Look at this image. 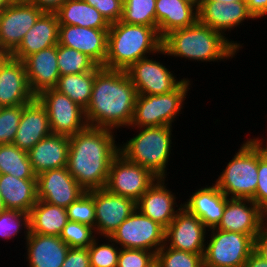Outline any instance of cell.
<instances>
[{"label":"cell","instance_id":"obj_14","mask_svg":"<svg viewBox=\"0 0 267 267\" xmlns=\"http://www.w3.org/2000/svg\"><path fill=\"white\" fill-rule=\"evenodd\" d=\"M95 234L110 237L136 209V202L110 193L106 188L94 190Z\"/></svg>","mask_w":267,"mask_h":267},{"label":"cell","instance_id":"obj_22","mask_svg":"<svg viewBox=\"0 0 267 267\" xmlns=\"http://www.w3.org/2000/svg\"><path fill=\"white\" fill-rule=\"evenodd\" d=\"M31 92L38 96L47 89L56 87L60 77L57 64V45L27 56L24 60Z\"/></svg>","mask_w":267,"mask_h":267},{"label":"cell","instance_id":"obj_24","mask_svg":"<svg viewBox=\"0 0 267 267\" xmlns=\"http://www.w3.org/2000/svg\"><path fill=\"white\" fill-rule=\"evenodd\" d=\"M28 267H61L69 246L60 236L29 233L26 238Z\"/></svg>","mask_w":267,"mask_h":267},{"label":"cell","instance_id":"obj_41","mask_svg":"<svg viewBox=\"0 0 267 267\" xmlns=\"http://www.w3.org/2000/svg\"><path fill=\"white\" fill-rule=\"evenodd\" d=\"M24 106L0 108V144L13 143Z\"/></svg>","mask_w":267,"mask_h":267},{"label":"cell","instance_id":"obj_28","mask_svg":"<svg viewBox=\"0 0 267 267\" xmlns=\"http://www.w3.org/2000/svg\"><path fill=\"white\" fill-rule=\"evenodd\" d=\"M155 12L161 38L173 30L192 26L198 21V9L184 0H156Z\"/></svg>","mask_w":267,"mask_h":267},{"label":"cell","instance_id":"obj_37","mask_svg":"<svg viewBox=\"0 0 267 267\" xmlns=\"http://www.w3.org/2000/svg\"><path fill=\"white\" fill-rule=\"evenodd\" d=\"M98 239L96 237L88 247L90 267H117L120 247L110 237L102 244Z\"/></svg>","mask_w":267,"mask_h":267},{"label":"cell","instance_id":"obj_47","mask_svg":"<svg viewBox=\"0 0 267 267\" xmlns=\"http://www.w3.org/2000/svg\"><path fill=\"white\" fill-rule=\"evenodd\" d=\"M43 12L55 13L66 0H30Z\"/></svg>","mask_w":267,"mask_h":267},{"label":"cell","instance_id":"obj_17","mask_svg":"<svg viewBox=\"0 0 267 267\" xmlns=\"http://www.w3.org/2000/svg\"><path fill=\"white\" fill-rule=\"evenodd\" d=\"M35 98L24 62L5 55L0 59V108L26 105Z\"/></svg>","mask_w":267,"mask_h":267},{"label":"cell","instance_id":"obj_19","mask_svg":"<svg viewBox=\"0 0 267 267\" xmlns=\"http://www.w3.org/2000/svg\"><path fill=\"white\" fill-rule=\"evenodd\" d=\"M165 180V178H157L136 202V208L143 215L166 229L176 214L181 210L183 204L181 203L180 206L177 205V197L167 187Z\"/></svg>","mask_w":267,"mask_h":267},{"label":"cell","instance_id":"obj_18","mask_svg":"<svg viewBox=\"0 0 267 267\" xmlns=\"http://www.w3.org/2000/svg\"><path fill=\"white\" fill-rule=\"evenodd\" d=\"M108 30L60 25L58 43L88 55L99 66H103L107 55Z\"/></svg>","mask_w":267,"mask_h":267},{"label":"cell","instance_id":"obj_35","mask_svg":"<svg viewBox=\"0 0 267 267\" xmlns=\"http://www.w3.org/2000/svg\"><path fill=\"white\" fill-rule=\"evenodd\" d=\"M156 0H123L121 21L126 24L157 27Z\"/></svg>","mask_w":267,"mask_h":267},{"label":"cell","instance_id":"obj_10","mask_svg":"<svg viewBox=\"0 0 267 267\" xmlns=\"http://www.w3.org/2000/svg\"><path fill=\"white\" fill-rule=\"evenodd\" d=\"M36 98L47 111L52 134L70 137L88 126L85 109L54 88L44 90Z\"/></svg>","mask_w":267,"mask_h":267},{"label":"cell","instance_id":"obj_39","mask_svg":"<svg viewBox=\"0 0 267 267\" xmlns=\"http://www.w3.org/2000/svg\"><path fill=\"white\" fill-rule=\"evenodd\" d=\"M66 212L68 220L89 225L95 231L94 190L84 192L66 208Z\"/></svg>","mask_w":267,"mask_h":267},{"label":"cell","instance_id":"obj_15","mask_svg":"<svg viewBox=\"0 0 267 267\" xmlns=\"http://www.w3.org/2000/svg\"><path fill=\"white\" fill-rule=\"evenodd\" d=\"M207 227L184 207L176 214L165 231V244L177 250L204 254Z\"/></svg>","mask_w":267,"mask_h":267},{"label":"cell","instance_id":"obj_23","mask_svg":"<svg viewBox=\"0 0 267 267\" xmlns=\"http://www.w3.org/2000/svg\"><path fill=\"white\" fill-rule=\"evenodd\" d=\"M59 26L56 13L44 12L10 56L23 61L33 53L58 45Z\"/></svg>","mask_w":267,"mask_h":267},{"label":"cell","instance_id":"obj_3","mask_svg":"<svg viewBox=\"0 0 267 267\" xmlns=\"http://www.w3.org/2000/svg\"><path fill=\"white\" fill-rule=\"evenodd\" d=\"M221 33L199 21L194 25L176 29L162 38L164 55L185 58L192 61L216 62L231 59L243 46L230 41ZM231 57V58H230Z\"/></svg>","mask_w":267,"mask_h":267},{"label":"cell","instance_id":"obj_27","mask_svg":"<svg viewBox=\"0 0 267 267\" xmlns=\"http://www.w3.org/2000/svg\"><path fill=\"white\" fill-rule=\"evenodd\" d=\"M69 141L68 136L51 133L32 147L27 153L34 173L66 167Z\"/></svg>","mask_w":267,"mask_h":267},{"label":"cell","instance_id":"obj_5","mask_svg":"<svg viewBox=\"0 0 267 267\" xmlns=\"http://www.w3.org/2000/svg\"><path fill=\"white\" fill-rule=\"evenodd\" d=\"M172 128L173 126L137 128L138 134L119 145V153L130 162L149 169L158 178H167L166 168L172 154Z\"/></svg>","mask_w":267,"mask_h":267},{"label":"cell","instance_id":"obj_12","mask_svg":"<svg viewBox=\"0 0 267 267\" xmlns=\"http://www.w3.org/2000/svg\"><path fill=\"white\" fill-rule=\"evenodd\" d=\"M44 12L30 0H13L0 13V49L10 55Z\"/></svg>","mask_w":267,"mask_h":267},{"label":"cell","instance_id":"obj_42","mask_svg":"<svg viewBox=\"0 0 267 267\" xmlns=\"http://www.w3.org/2000/svg\"><path fill=\"white\" fill-rule=\"evenodd\" d=\"M156 259V253L142 249L120 248L117 267H147Z\"/></svg>","mask_w":267,"mask_h":267},{"label":"cell","instance_id":"obj_8","mask_svg":"<svg viewBox=\"0 0 267 267\" xmlns=\"http://www.w3.org/2000/svg\"><path fill=\"white\" fill-rule=\"evenodd\" d=\"M211 231L203 256L204 267H244L254 251V239L258 235H246L216 228Z\"/></svg>","mask_w":267,"mask_h":267},{"label":"cell","instance_id":"obj_33","mask_svg":"<svg viewBox=\"0 0 267 267\" xmlns=\"http://www.w3.org/2000/svg\"><path fill=\"white\" fill-rule=\"evenodd\" d=\"M0 174H10L19 179H37L28 153L15 144H0Z\"/></svg>","mask_w":267,"mask_h":267},{"label":"cell","instance_id":"obj_44","mask_svg":"<svg viewBox=\"0 0 267 267\" xmlns=\"http://www.w3.org/2000/svg\"><path fill=\"white\" fill-rule=\"evenodd\" d=\"M258 183L253 202L263 208L267 204V160L258 150Z\"/></svg>","mask_w":267,"mask_h":267},{"label":"cell","instance_id":"obj_9","mask_svg":"<svg viewBox=\"0 0 267 267\" xmlns=\"http://www.w3.org/2000/svg\"><path fill=\"white\" fill-rule=\"evenodd\" d=\"M166 229L143 215L137 208L110 238L120 248L142 249L157 253L165 244Z\"/></svg>","mask_w":267,"mask_h":267},{"label":"cell","instance_id":"obj_43","mask_svg":"<svg viewBox=\"0 0 267 267\" xmlns=\"http://www.w3.org/2000/svg\"><path fill=\"white\" fill-rule=\"evenodd\" d=\"M95 7L109 24L118 22L123 15V0H83Z\"/></svg>","mask_w":267,"mask_h":267},{"label":"cell","instance_id":"obj_20","mask_svg":"<svg viewBox=\"0 0 267 267\" xmlns=\"http://www.w3.org/2000/svg\"><path fill=\"white\" fill-rule=\"evenodd\" d=\"M222 231L258 235L262 231V208L251 199L229 198L215 227Z\"/></svg>","mask_w":267,"mask_h":267},{"label":"cell","instance_id":"obj_1","mask_svg":"<svg viewBox=\"0 0 267 267\" xmlns=\"http://www.w3.org/2000/svg\"><path fill=\"white\" fill-rule=\"evenodd\" d=\"M136 97V88L126 71L98 66L91 100L85 109L88 126L129 129Z\"/></svg>","mask_w":267,"mask_h":267},{"label":"cell","instance_id":"obj_49","mask_svg":"<svg viewBox=\"0 0 267 267\" xmlns=\"http://www.w3.org/2000/svg\"><path fill=\"white\" fill-rule=\"evenodd\" d=\"M244 267H267V262L253 251L246 260Z\"/></svg>","mask_w":267,"mask_h":267},{"label":"cell","instance_id":"obj_56","mask_svg":"<svg viewBox=\"0 0 267 267\" xmlns=\"http://www.w3.org/2000/svg\"><path fill=\"white\" fill-rule=\"evenodd\" d=\"M147 267H160L158 261L155 259L150 265H148Z\"/></svg>","mask_w":267,"mask_h":267},{"label":"cell","instance_id":"obj_11","mask_svg":"<svg viewBox=\"0 0 267 267\" xmlns=\"http://www.w3.org/2000/svg\"><path fill=\"white\" fill-rule=\"evenodd\" d=\"M157 178L149 169L130 162L119 153L112 160L105 188L137 202Z\"/></svg>","mask_w":267,"mask_h":267},{"label":"cell","instance_id":"obj_50","mask_svg":"<svg viewBox=\"0 0 267 267\" xmlns=\"http://www.w3.org/2000/svg\"><path fill=\"white\" fill-rule=\"evenodd\" d=\"M249 140L254 144V146L259 150L261 156L267 160V142L265 143V139L257 138H249ZM264 140V141H263ZM267 141V139H266ZM265 143V145H264Z\"/></svg>","mask_w":267,"mask_h":267},{"label":"cell","instance_id":"obj_16","mask_svg":"<svg viewBox=\"0 0 267 267\" xmlns=\"http://www.w3.org/2000/svg\"><path fill=\"white\" fill-rule=\"evenodd\" d=\"M38 200L67 208L86 192L69 173L67 166L37 175Z\"/></svg>","mask_w":267,"mask_h":267},{"label":"cell","instance_id":"obj_4","mask_svg":"<svg viewBox=\"0 0 267 267\" xmlns=\"http://www.w3.org/2000/svg\"><path fill=\"white\" fill-rule=\"evenodd\" d=\"M151 54H164L157 27L126 24L121 20L110 24L106 61L102 67L126 71Z\"/></svg>","mask_w":267,"mask_h":267},{"label":"cell","instance_id":"obj_38","mask_svg":"<svg viewBox=\"0 0 267 267\" xmlns=\"http://www.w3.org/2000/svg\"><path fill=\"white\" fill-rule=\"evenodd\" d=\"M22 228L26 239L30 232L29 213L11 209L0 213V238L12 240L16 235L21 234Z\"/></svg>","mask_w":267,"mask_h":267},{"label":"cell","instance_id":"obj_25","mask_svg":"<svg viewBox=\"0 0 267 267\" xmlns=\"http://www.w3.org/2000/svg\"><path fill=\"white\" fill-rule=\"evenodd\" d=\"M50 134L47 111L39 100L35 98L23 108L13 144L28 152L40 140Z\"/></svg>","mask_w":267,"mask_h":267},{"label":"cell","instance_id":"obj_30","mask_svg":"<svg viewBox=\"0 0 267 267\" xmlns=\"http://www.w3.org/2000/svg\"><path fill=\"white\" fill-rule=\"evenodd\" d=\"M60 25L109 29L110 24L95 8L83 0H66L55 12Z\"/></svg>","mask_w":267,"mask_h":267},{"label":"cell","instance_id":"obj_46","mask_svg":"<svg viewBox=\"0 0 267 267\" xmlns=\"http://www.w3.org/2000/svg\"><path fill=\"white\" fill-rule=\"evenodd\" d=\"M255 19L267 16V0H243Z\"/></svg>","mask_w":267,"mask_h":267},{"label":"cell","instance_id":"obj_48","mask_svg":"<svg viewBox=\"0 0 267 267\" xmlns=\"http://www.w3.org/2000/svg\"><path fill=\"white\" fill-rule=\"evenodd\" d=\"M254 251L267 262V233L261 231L254 239Z\"/></svg>","mask_w":267,"mask_h":267},{"label":"cell","instance_id":"obj_32","mask_svg":"<svg viewBox=\"0 0 267 267\" xmlns=\"http://www.w3.org/2000/svg\"><path fill=\"white\" fill-rule=\"evenodd\" d=\"M95 75L96 69L86 73L60 76L54 89L86 109L91 100Z\"/></svg>","mask_w":267,"mask_h":267},{"label":"cell","instance_id":"obj_54","mask_svg":"<svg viewBox=\"0 0 267 267\" xmlns=\"http://www.w3.org/2000/svg\"><path fill=\"white\" fill-rule=\"evenodd\" d=\"M188 3H190L191 5H194L197 9H199L200 7V0H184Z\"/></svg>","mask_w":267,"mask_h":267},{"label":"cell","instance_id":"obj_31","mask_svg":"<svg viewBox=\"0 0 267 267\" xmlns=\"http://www.w3.org/2000/svg\"><path fill=\"white\" fill-rule=\"evenodd\" d=\"M67 221L66 208L38 200L29 213V233L60 236Z\"/></svg>","mask_w":267,"mask_h":267},{"label":"cell","instance_id":"obj_13","mask_svg":"<svg viewBox=\"0 0 267 267\" xmlns=\"http://www.w3.org/2000/svg\"><path fill=\"white\" fill-rule=\"evenodd\" d=\"M131 82L139 95H159L174 90L183 79L176 76L165 65L154 58H142L127 70Z\"/></svg>","mask_w":267,"mask_h":267},{"label":"cell","instance_id":"obj_45","mask_svg":"<svg viewBox=\"0 0 267 267\" xmlns=\"http://www.w3.org/2000/svg\"><path fill=\"white\" fill-rule=\"evenodd\" d=\"M61 267H90L88 247H70Z\"/></svg>","mask_w":267,"mask_h":267},{"label":"cell","instance_id":"obj_21","mask_svg":"<svg viewBox=\"0 0 267 267\" xmlns=\"http://www.w3.org/2000/svg\"><path fill=\"white\" fill-rule=\"evenodd\" d=\"M256 20L243 1L200 3L198 21L226 37L225 32L237 28L244 20Z\"/></svg>","mask_w":267,"mask_h":267},{"label":"cell","instance_id":"obj_2","mask_svg":"<svg viewBox=\"0 0 267 267\" xmlns=\"http://www.w3.org/2000/svg\"><path fill=\"white\" fill-rule=\"evenodd\" d=\"M114 133L112 129L87 126L69 137L67 168L86 192L106 187L110 165L119 154Z\"/></svg>","mask_w":267,"mask_h":267},{"label":"cell","instance_id":"obj_34","mask_svg":"<svg viewBox=\"0 0 267 267\" xmlns=\"http://www.w3.org/2000/svg\"><path fill=\"white\" fill-rule=\"evenodd\" d=\"M57 64L60 76L94 71L99 66L88 55L59 43L57 45Z\"/></svg>","mask_w":267,"mask_h":267},{"label":"cell","instance_id":"obj_40","mask_svg":"<svg viewBox=\"0 0 267 267\" xmlns=\"http://www.w3.org/2000/svg\"><path fill=\"white\" fill-rule=\"evenodd\" d=\"M97 237L94 228L75 221L68 220L60 234V238L69 247H89Z\"/></svg>","mask_w":267,"mask_h":267},{"label":"cell","instance_id":"obj_29","mask_svg":"<svg viewBox=\"0 0 267 267\" xmlns=\"http://www.w3.org/2000/svg\"><path fill=\"white\" fill-rule=\"evenodd\" d=\"M0 189L6 209L30 213L38 201L37 179H19L10 174H0Z\"/></svg>","mask_w":267,"mask_h":267},{"label":"cell","instance_id":"obj_7","mask_svg":"<svg viewBox=\"0 0 267 267\" xmlns=\"http://www.w3.org/2000/svg\"><path fill=\"white\" fill-rule=\"evenodd\" d=\"M237 151L214 184L228 198L253 200L258 183V149L247 139Z\"/></svg>","mask_w":267,"mask_h":267},{"label":"cell","instance_id":"obj_36","mask_svg":"<svg viewBox=\"0 0 267 267\" xmlns=\"http://www.w3.org/2000/svg\"><path fill=\"white\" fill-rule=\"evenodd\" d=\"M204 254L172 249L164 244L156 253L160 267H204Z\"/></svg>","mask_w":267,"mask_h":267},{"label":"cell","instance_id":"obj_26","mask_svg":"<svg viewBox=\"0 0 267 267\" xmlns=\"http://www.w3.org/2000/svg\"><path fill=\"white\" fill-rule=\"evenodd\" d=\"M212 184L197 189L187 202L183 203V207L196 215L208 229L219 224L229 199L214 183Z\"/></svg>","mask_w":267,"mask_h":267},{"label":"cell","instance_id":"obj_55","mask_svg":"<svg viewBox=\"0 0 267 267\" xmlns=\"http://www.w3.org/2000/svg\"><path fill=\"white\" fill-rule=\"evenodd\" d=\"M6 210L5 205L3 203L2 195H1V189H0V213L4 212Z\"/></svg>","mask_w":267,"mask_h":267},{"label":"cell","instance_id":"obj_57","mask_svg":"<svg viewBox=\"0 0 267 267\" xmlns=\"http://www.w3.org/2000/svg\"><path fill=\"white\" fill-rule=\"evenodd\" d=\"M5 56V53L0 49V59H2Z\"/></svg>","mask_w":267,"mask_h":267},{"label":"cell","instance_id":"obj_53","mask_svg":"<svg viewBox=\"0 0 267 267\" xmlns=\"http://www.w3.org/2000/svg\"><path fill=\"white\" fill-rule=\"evenodd\" d=\"M235 1H243V0H200V3H206V2H223L224 4L235 2Z\"/></svg>","mask_w":267,"mask_h":267},{"label":"cell","instance_id":"obj_51","mask_svg":"<svg viewBox=\"0 0 267 267\" xmlns=\"http://www.w3.org/2000/svg\"><path fill=\"white\" fill-rule=\"evenodd\" d=\"M262 231L267 233V204L262 208Z\"/></svg>","mask_w":267,"mask_h":267},{"label":"cell","instance_id":"obj_6","mask_svg":"<svg viewBox=\"0 0 267 267\" xmlns=\"http://www.w3.org/2000/svg\"><path fill=\"white\" fill-rule=\"evenodd\" d=\"M190 79L183 81L171 92L159 95L137 94L130 126L136 128L172 126L176 116L181 114L186 95L190 90Z\"/></svg>","mask_w":267,"mask_h":267},{"label":"cell","instance_id":"obj_52","mask_svg":"<svg viewBox=\"0 0 267 267\" xmlns=\"http://www.w3.org/2000/svg\"><path fill=\"white\" fill-rule=\"evenodd\" d=\"M13 0H0V13L10 5Z\"/></svg>","mask_w":267,"mask_h":267}]
</instances>
